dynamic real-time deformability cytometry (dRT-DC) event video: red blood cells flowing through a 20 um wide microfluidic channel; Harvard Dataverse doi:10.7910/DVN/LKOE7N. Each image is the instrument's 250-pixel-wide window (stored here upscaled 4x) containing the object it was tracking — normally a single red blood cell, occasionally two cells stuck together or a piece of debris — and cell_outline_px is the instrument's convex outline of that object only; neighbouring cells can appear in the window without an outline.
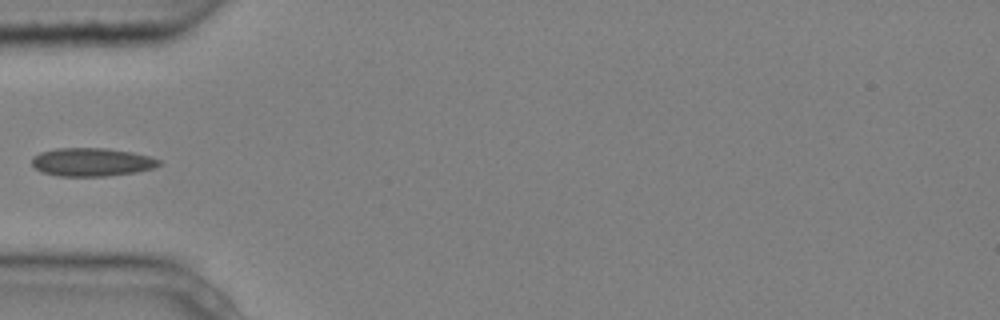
{"species": "common noctule bat (a hibernating species)", "species_latin": "Nyctalus noctula", "temperature_condition": "cold", "stored_images_in_passage": 5, "camera_frame_rate_fps": 3000, "um_per_image_px": 0.085, "animal": {"sex": "male", "body_mass_g": 20.4}, "frame": {"image": 1, "passage_image": 5, "time_ms": 1.333, "image_size_px": [1000, 320], "cell_outline_px": [[160, 164], [156, 168], [136, 172], [104, 176], [56, 176], [40, 172], [32, 164], [32, 156], [40, 152], [56, 148], [104, 148], [132, 152], [148, 156], [160, 160]], "centroid_in_image_um": [7.77, 13.78], "position_along_channel_um": 77.2, "area_um2": 21.04}}